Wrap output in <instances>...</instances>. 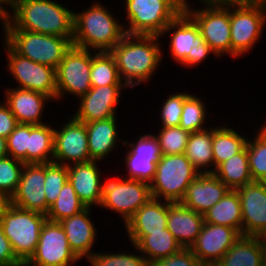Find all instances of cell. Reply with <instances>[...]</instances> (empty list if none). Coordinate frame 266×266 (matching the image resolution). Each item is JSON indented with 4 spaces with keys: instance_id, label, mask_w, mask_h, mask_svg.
Returning <instances> with one entry per match:
<instances>
[{
    "instance_id": "obj_20",
    "label": "cell",
    "mask_w": 266,
    "mask_h": 266,
    "mask_svg": "<svg viewBox=\"0 0 266 266\" xmlns=\"http://www.w3.org/2000/svg\"><path fill=\"white\" fill-rule=\"evenodd\" d=\"M240 236L234 228L204 222L190 249L200 262L217 263Z\"/></svg>"
},
{
    "instance_id": "obj_1",
    "label": "cell",
    "mask_w": 266,
    "mask_h": 266,
    "mask_svg": "<svg viewBox=\"0 0 266 266\" xmlns=\"http://www.w3.org/2000/svg\"><path fill=\"white\" fill-rule=\"evenodd\" d=\"M56 0H11L3 30H24L73 40L74 11ZM12 12V13H11Z\"/></svg>"
},
{
    "instance_id": "obj_37",
    "label": "cell",
    "mask_w": 266,
    "mask_h": 266,
    "mask_svg": "<svg viewBox=\"0 0 266 266\" xmlns=\"http://www.w3.org/2000/svg\"><path fill=\"white\" fill-rule=\"evenodd\" d=\"M253 137L246 144L250 174L253 181L266 182V126Z\"/></svg>"
},
{
    "instance_id": "obj_16",
    "label": "cell",
    "mask_w": 266,
    "mask_h": 266,
    "mask_svg": "<svg viewBox=\"0 0 266 266\" xmlns=\"http://www.w3.org/2000/svg\"><path fill=\"white\" fill-rule=\"evenodd\" d=\"M124 141L127 147L124 164L126 167V179H135L150 184L156 172V164L162 154L158 141L154 134L138 135L137 141Z\"/></svg>"
},
{
    "instance_id": "obj_34",
    "label": "cell",
    "mask_w": 266,
    "mask_h": 266,
    "mask_svg": "<svg viewBox=\"0 0 266 266\" xmlns=\"http://www.w3.org/2000/svg\"><path fill=\"white\" fill-rule=\"evenodd\" d=\"M213 173L231 190L253 182L249 170L247 148L245 147L241 152L221 163Z\"/></svg>"
},
{
    "instance_id": "obj_46",
    "label": "cell",
    "mask_w": 266,
    "mask_h": 266,
    "mask_svg": "<svg viewBox=\"0 0 266 266\" xmlns=\"http://www.w3.org/2000/svg\"><path fill=\"white\" fill-rule=\"evenodd\" d=\"M18 121L9 106L3 101L0 103V136L7 138L18 125Z\"/></svg>"
},
{
    "instance_id": "obj_15",
    "label": "cell",
    "mask_w": 266,
    "mask_h": 266,
    "mask_svg": "<svg viewBox=\"0 0 266 266\" xmlns=\"http://www.w3.org/2000/svg\"><path fill=\"white\" fill-rule=\"evenodd\" d=\"M59 129H54L53 162L69 166L92 161L88 150L86 124L73 116Z\"/></svg>"
},
{
    "instance_id": "obj_29",
    "label": "cell",
    "mask_w": 266,
    "mask_h": 266,
    "mask_svg": "<svg viewBox=\"0 0 266 266\" xmlns=\"http://www.w3.org/2000/svg\"><path fill=\"white\" fill-rule=\"evenodd\" d=\"M204 222L234 228L242 235V208L237 190H229L213 207L203 214Z\"/></svg>"
},
{
    "instance_id": "obj_50",
    "label": "cell",
    "mask_w": 266,
    "mask_h": 266,
    "mask_svg": "<svg viewBox=\"0 0 266 266\" xmlns=\"http://www.w3.org/2000/svg\"><path fill=\"white\" fill-rule=\"evenodd\" d=\"M262 250L263 266H266V237L262 234L257 235Z\"/></svg>"
},
{
    "instance_id": "obj_7",
    "label": "cell",
    "mask_w": 266,
    "mask_h": 266,
    "mask_svg": "<svg viewBox=\"0 0 266 266\" xmlns=\"http://www.w3.org/2000/svg\"><path fill=\"white\" fill-rule=\"evenodd\" d=\"M170 32L172 59L183 67L193 68L207 60L210 54L218 57L203 39L198 26L184 11L168 24L160 37Z\"/></svg>"
},
{
    "instance_id": "obj_22",
    "label": "cell",
    "mask_w": 266,
    "mask_h": 266,
    "mask_svg": "<svg viewBox=\"0 0 266 266\" xmlns=\"http://www.w3.org/2000/svg\"><path fill=\"white\" fill-rule=\"evenodd\" d=\"M229 190L214 173L199 174L187 187L181 203L203 215Z\"/></svg>"
},
{
    "instance_id": "obj_23",
    "label": "cell",
    "mask_w": 266,
    "mask_h": 266,
    "mask_svg": "<svg viewBox=\"0 0 266 266\" xmlns=\"http://www.w3.org/2000/svg\"><path fill=\"white\" fill-rule=\"evenodd\" d=\"M4 92L3 101L9 106L18 123L44 124L41 118L46 102L52 100L49 96L18 87H8Z\"/></svg>"
},
{
    "instance_id": "obj_53",
    "label": "cell",
    "mask_w": 266,
    "mask_h": 266,
    "mask_svg": "<svg viewBox=\"0 0 266 266\" xmlns=\"http://www.w3.org/2000/svg\"><path fill=\"white\" fill-rule=\"evenodd\" d=\"M199 266H220L218 263L216 262H200Z\"/></svg>"
},
{
    "instance_id": "obj_32",
    "label": "cell",
    "mask_w": 266,
    "mask_h": 266,
    "mask_svg": "<svg viewBox=\"0 0 266 266\" xmlns=\"http://www.w3.org/2000/svg\"><path fill=\"white\" fill-rule=\"evenodd\" d=\"M248 138L228 126L212 127V151L214 157V171L223 162L241 152L247 144Z\"/></svg>"
},
{
    "instance_id": "obj_18",
    "label": "cell",
    "mask_w": 266,
    "mask_h": 266,
    "mask_svg": "<svg viewBox=\"0 0 266 266\" xmlns=\"http://www.w3.org/2000/svg\"><path fill=\"white\" fill-rule=\"evenodd\" d=\"M45 163L24 164L20 181L10 204L46 215Z\"/></svg>"
},
{
    "instance_id": "obj_48",
    "label": "cell",
    "mask_w": 266,
    "mask_h": 266,
    "mask_svg": "<svg viewBox=\"0 0 266 266\" xmlns=\"http://www.w3.org/2000/svg\"><path fill=\"white\" fill-rule=\"evenodd\" d=\"M199 1V0H198ZM201 3L215 7H239L256 4V0H200Z\"/></svg>"
},
{
    "instance_id": "obj_51",
    "label": "cell",
    "mask_w": 266,
    "mask_h": 266,
    "mask_svg": "<svg viewBox=\"0 0 266 266\" xmlns=\"http://www.w3.org/2000/svg\"><path fill=\"white\" fill-rule=\"evenodd\" d=\"M11 0H0V19L4 18L9 10ZM7 6V7H5ZM8 9V10H7Z\"/></svg>"
},
{
    "instance_id": "obj_41",
    "label": "cell",
    "mask_w": 266,
    "mask_h": 266,
    "mask_svg": "<svg viewBox=\"0 0 266 266\" xmlns=\"http://www.w3.org/2000/svg\"><path fill=\"white\" fill-rule=\"evenodd\" d=\"M86 261H88L91 266H149V263L142 253L138 255L137 252L132 254L131 252L128 253V251H123L122 253L120 251L116 253L109 252V254L105 252H95Z\"/></svg>"
},
{
    "instance_id": "obj_19",
    "label": "cell",
    "mask_w": 266,
    "mask_h": 266,
    "mask_svg": "<svg viewBox=\"0 0 266 266\" xmlns=\"http://www.w3.org/2000/svg\"><path fill=\"white\" fill-rule=\"evenodd\" d=\"M236 190L242 208V235L262 234L266 230V182L253 181Z\"/></svg>"
},
{
    "instance_id": "obj_42",
    "label": "cell",
    "mask_w": 266,
    "mask_h": 266,
    "mask_svg": "<svg viewBox=\"0 0 266 266\" xmlns=\"http://www.w3.org/2000/svg\"><path fill=\"white\" fill-rule=\"evenodd\" d=\"M24 163L11 156L0 158V192L9 198L15 193Z\"/></svg>"
},
{
    "instance_id": "obj_12",
    "label": "cell",
    "mask_w": 266,
    "mask_h": 266,
    "mask_svg": "<svg viewBox=\"0 0 266 266\" xmlns=\"http://www.w3.org/2000/svg\"><path fill=\"white\" fill-rule=\"evenodd\" d=\"M266 24V4L230 7L232 57L249 53L263 35Z\"/></svg>"
},
{
    "instance_id": "obj_14",
    "label": "cell",
    "mask_w": 266,
    "mask_h": 266,
    "mask_svg": "<svg viewBox=\"0 0 266 266\" xmlns=\"http://www.w3.org/2000/svg\"><path fill=\"white\" fill-rule=\"evenodd\" d=\"M79 260L70 249L60 222L46 219L35 252L23 266H71Z\"/></svg>"
},
{
    "instance_id": "obj_25",
    "label": "cell",
    "mask_w": 266,
    "mask_h": 266,
    "mask_svg": "<svg viewBox=\"0 0 266 266\" xmlns=\"http://www.w3.org/2000/svg\"><path fill=\"white\" fill-rule=\"evenodd\" d=\"M204 224L203 215L181 202H168L167 229L182 248H190Z\"/></svg>"
},
{
    "instance_id": "obj_45",
    "label": "cell",
    "mask_w": 266,
    "mask_h": 266,
    "mask_svg": "<svg viewBox=\"0 0 266 266\" xmlns=\"http://www.w3.org/2000/svg\"><path fill=\"white\" fill-rule=\"evenodd\" d=\"M200 261L190 248H182L178 253L153 261L149 266H199Z\"/></svg>"
},
{
    "instance_id": "obj_38",
    "label": "cell",
    "mask_w": 266,
    "mask_h": 266,
    "mask_svg": "<svg viewBox=\"0 0 266 266\" xmlns=\"http://www.w3.org/2000/svg\"><path fill=\"white\" fill-rule=\"evenodd\" d=\"M204 103L195 94H190L183 103L179 126L190 133L209 128L204 124L207 120L206 116H208Z\"/></svg>"
},
{
    "instance_id": "obj_28",
    "label": "cell",
    "mask_w": 266,
    "mask_h": 266,
    "mask_svg": "<svg viewBox=\"0 0 266 266\" xmlns=\"http://www.w3.org/2000/svg\"><path fill=\"white\" fill-rule=\"evenodd\" d=\"M168 201L151 198L126 223V232H162L167 228Z\"/></svg>"
},
{
    "instance_id": "obj_24",
    "label": "cell",
    "mask_w": 266,
    "mask_h": 266,
    "mask_svg": "<svg viewBox=\"0 0 266 266\" xmlns=\"http://www.w3.org/2000/svg\"><path fill=\"white\" fill-rule=\"evenodd\" d=\"M90 210L92 208H86L77 215L64 218L60 221L70 249L79 259L82 257L88 259L95 253L92 249L98 236V230H96L93 220L89 218L93 214Z\"/></svg>"
},
{
    "instance_id": "obj_21",
    "label": "cell",
    "mask_w": 266,
    "mask_h": 266,
    "mask_svg": "<svg viewBox=\"0 0 266 266\" xmlns=\"http://www.w3.org/2000/svg\"><path fill=\"white\" fill-rule=\"evenodd\" d=\"M99 161L75 163L67 166L68 180L86 208L100 206L104 180L98 168Z\"/></svg>"
},
{
    "instance_id": "obj_31",
    "label": "cell",
    "mask_w": 266,
    "mask_h": 266,
    "mask_svg": "<svg viewBox=\"0 0 266 266\" xmlns=\"http://www.w3.org/2000/svg\"><path fill=\"white\" fill-rule=\"evenodd\" d=\"M184 154L200 174L213 173L212 128L190 133Z\"/></svg>"
},
{
    "instance_id": "obj_10",
    "label": "cell",
    "mask_w": 266,
    "mask_h": 266,
    "mask_svg": "<svg viewBox=\"0 0 266 266\" xmlns=\"http://www.w3.org/2000/svg\"><path fill=\"white\" fill-rule=\"evenodd\" d=\"M204 8L194 9L187 0L183 11L195 22L205 42L218 58L224 55L232 57L230 35V7H215L201 3ZM224 54V55H223Z\"/></svg>"
},
{
    "instance_id": "obj_8",
    "label": "cell",
    "mask_w": 266,
    "mask_h": 266,
    "mask_svg": "<svg viewBox=\"0 0 266 266\" xmlns=\"http://www.w3.org/2000/svg\"><path fill=\"white\" fill-rule=\"evenodd\" d=\"M199 174L185 154L162 155L150 183L152 198L181 202L187 187Z\"/></svg>"
},
{
    "instance_id": "obj_40",
    "label": "cell",
    "mask_w": 266,
    "mask_h": 266,
    "mask_svg": "<svg viewBox=\"0 0 266 266\" xmlns=\"http://www.w3.org/2000/svg\"><path fill=\"white\" fill-rule=\"evenodd\" d=\"M68 180V169L63 164L55 162L45 163V198L46 213L49 207L58 198V195Z\"/></svg>"
},
{
    "instance_id": "obj_11",
    "label": "cell",
    "mask_w": 266,
    "mask_h": 266,
    "mask_svg": "<svg viewBox=\"0 0 266 266\" xmlns=\"http://www.w3.org/2000/svg\"><path fill=\"white\" fill-rule=\"evenodd\" d=\"M2 41L7 55V70L17 82L16 87L42 93L52 99L50 102L55 101L56 69L20 56L4 40Z\"/></svg>"
},
{
    "instance_id": "obj_2",
    "label": "cell",
    "mask_w": 266,
    "mask_h": 266,
    "mask_svg": "<svg viewBox=\"0 0 266 266\" xmlns=\"http://www.w3.org/2000/svg\"><path fill=\"white\" fill-rule=\"evenodd\" d=\"M160 36L125 34L122 40L110 51L118 73L127 88L148 83L157 68L162 64Z\"/></svg>"
},
{
    "instance_id": "obj_27",
    "label": "cell",
    "mask_w": 266,
    "mask_h": 266,
    "mask_svg": "<svg viewBox=\"0 0 266 266\" xmlns=\"http://www.w3.org/2000/svg\"><path fill=\"white\" fill-rule=\"evenodd\" d=\"M86 124L88 134V150L92 161H103L108 154L115 151L114 148L123 140L119 137L117 128V116ZM119 142V143H118Z\"/></svg>"
},
{
    "instance_id": "obj_52",
    "label": "cell",
    "mask_w": 266,
    "mask_h": 266,
    "mask_svg": "<svg viewBox=\"0 0 266 266\" xmlns=\"http://www.w3.org/2000/svg\"><path fill=\"white\" fill-rule=\"evenodd\" d=\"M8 156L7 138L0 136V158Z\"/></svg>"
},
{
    "instance_id": "obj_5",
    "label": "cell",
    "mask_w": 266,
    "mask_h": 266,
    "mask_svg": "<svg viewBox=\"0 0 266 266\" xmlns=\"http://www.w3.org/2000/svg\"><path fill=\"white\" fill-rule=\"evenodd\" d=\"M4 41L20 56L57 69L73 45L66 37L24 30H3Z\"/></svg>"
},
{
    "instance_id": "obj_44",
    "label": "cell",
    "mask_w": 266,
    "mask_h": 266,
    "mask_svg": "<svg viewBox=\"0 0 266 266\" xmlns=\"http://www.w3.org/2000/svg\"><path fill=\"white\" fill-rule=\"evenodd\" d=\"M27 149H29V124L19 123L7 137L8 156L27 164Z\"/></svg>"
},
{
    "instance_id": "obj_4",
    "label": "cell",
    "mask_w": 266,
    "mask_h": 266,
    "mask_svg": "<svg viewBox=\"0 0 266 266\" xmlns=\"http://www.w3.org/2000/svg\"><path fill=\"white\" fill-rule=\"evenodd\" d=\"M185 0H131L125 4V34L161 36L182 11ZM128 25V26H127Z\"/></svg>"
},
{
    "instance_id": "obj_33",
    "label": "cell",
    "mask_w": 266,
    "mask_h": 266,
    "mask_svg": "<svg viewBox=\"0 0 266 266\" xmlns=\"http://www.w3.org/2000/svg\"><path fill=\"white\" fill-rule=\"evenodd\" d=\"M54 129L50 124H29L27 164L53 162Z\"/></svg>"
},
{
    "instance_id": "obj_26",
    "label": "cell",
    "mask_w": 266,
    "mask_h": 266,
    "mask_svg": "<svg viewBox=\"0 0 266 266\" xmlns=\"http://www.w3.org/2000/svg\"><path fill=\"white\" fill-rule=\"evenodd\" d=\"M130 243L142 253L150 264L153 261L172 256L182 247L166 228L162 232H126Z\"/></svg>"
},
{
    "instance_id": "obj_43",
    "label": "cell",
    "mask_w": 266,
    "mask_h": 266,
    "mask_svg": "<svg viewBox=\"0 0 266 266\" xmlns=\"http://www.w3.org/2000/svg\"><path fill=\"white\" fill-rule=\"evenodd\" d=\"M191 93L187 92H178L172 93L165 98V101L162 104L160 112V127H177L180 124V118L182 114L183 103L185 99Z\"/></svg>"
},
{
    "instance_id": "obj_17",
    "label": "cell",
    "mask_w": 266,
    "mask_h": 266,
    "mask_svg": "<svg viewBox=\"0 0 266 266\" xmlns=\"http://www.w3.org/2000/svg\"><path fill=\"white\" fill-rule=\"evenodd\" d=\"M126 85L92 87L78 100V109L72 116L80 122L90 123L116 117V106L120 104L122 90Z\"/></svg>"
},
{
    "instance_id": "obj_36",
    "label": "cell",
    "mask_w": 266,
    "mask_h": 266,
    "mask_svg": "<svg viewBox=\"0 0 266 266\" xmlns=\"http://www.w3.org/2000/svg\"><path fill=\"white\" fill-rule=\"evenodd\" d=\"M86 209V206L77 196L72 184L66 181L58 198L49 207L46 217L50 221L60 222L64 218L77 215Z\"/></svg>"
},
{
    "instance_id": "obj_6",
    "label": "cell",
    "mask_w": 266,
    "mask_h": 266,
    "mask_svg": "<svg viewBox=\"0 0 266 266\" xmlns=\"http://www.w3.org/2000/svg\"><path fill=\"white\" fill-rule=\"evenodd\" d=\"M44 214L17 208L10 204L0 219L4 235L10 241L16 258L24 265L35 252Z\"/></svg>"
},
{
    "instance_id": "obj_55",
    "label": "cell",
    "mask_w": 266,
    "mask_h": 266,
    "mask_svg": "<svg viewBox=\"0 0 266 266\" xmlns=\"http://www.w3.org/2000/svg\"><path fill=\"white\" fill-rule=\"evenodd\" d=\"M262 235L266 237V230L262 233Z\"/></svg>"
},
{
    "instance_id": "obj_9",
    "label": "cell",
    "mask_w": 266,
    "mask_h": 266,
    "mask_svg": "<svg viewBox=\"0 0 266 266\" xmlns=\"http://www.w3.org/2000/svg\"><path fill=\"white\" fill-rule=\"evenodd\" d=\"M151 198L150 184L117 176L104 179L102 200L98 208L118 213L125 226Z\"/></svg>"
},
{
    "instance_id": "obj_39",
    "label": "cell",
    "mask_w": 266,
    "mask_h": 266,
    "mask_svg": "<svg viewBox=\"0 0 266 266\" xmlns=\"http://www.w3.org/2000/svg\"><path fill=\"white\" fill-rule=\"evenodd\" d=\"M158 134H154L162 155L184 154L190 132L180 126L161 127Z\"/></svg>"
},
{
    "instance_id": "obj_30",
    "label": "cell",
    "mask_w": 266,
    "mask_h": 266,
    "mask_svg": "<svg viewBox=\"0 0 266 266\" xmlns=\"http://www.w3.org/2000/svg\"><path fill=\"white\" fill-rule=\"evenodd\" d=\"M217 263L220 266H263L258 237L241 235Z\"/></svg>"
},
{
    "instance_id": "obj_54",
    "label": "cell",
    "mask_w": 266,
    "mask_h": 266,
    "mask_svg": "<svg viewBox=\"0 0 266 266\" xmlns=\"http://www.w3.org/2000/svg\"><path fill=\"white\" fill-rule=\"evenodd\" d=\"M257 3L266 4V0H256Z\"/></svg>"
},
{
    "instance_id": "obj_35",
    "label": "cell",
    "mask_w": 266,
    "mask_h": 266,
    "mask_svg": "<svg viewBox=\"0 0 266 266\" xmlns=\"http://www.w3.org/2000/svg\"><path fill=\"white\" fill-rule=\"evenodd\" d=\"M90 80L92 87L125 85L118 73L115 59L110 51L92 53Z\"/></svg>"
},
{
    "instance_id": "obj_47",
    "label": "cell",
    "mask_w": 266,
    "mask_h": 266,
    "mask_svg": "<svg viewBox=\"0 0 266 266\" xmlns=\"http://www.w3.org/2000/svg\"><path fill=\"white\" fill-rule=\"evenodd\" d=\"M0 266H23L16 258L10 241L4 235L0 226Z\"/></svg>"
},
{
    "instance_id": "obj_3",
    "label": "cell",
    "mask_w": 266,
    "mask_h": 266,
    "mask_svg": "<svg viewBox=\"0 0 266 266\" xmlns=\"http://www.w3.org/2000/svg\"><path fill=\"white\" fill-rule=\"evenodd\" d=\"M113 15L99 1L85 11L74 12L73 46L97 52L111 51L125 35L124 25Z\"/></svg>"
},
{
    "instance_id": "obj_49",
    "label": "cell",
    "mask_w": 266,
    "mask_h": 266,
    "mask_svg": "<svg viewBox=\"0 0 266 266\" xmlns=\"http://www.w3.org/2000/svg\"><path fill=\"white\" fill-rule=\"evenodd\" d=\"M9 205L10 198L6 194L0 192V219Z\"/></svg>"
},
{
    "instance_id": "obj_13",
    "label": "cell",
    "mask_w": 266,
    "mask_h": 266,
    "mask_svg": "<svg viewBox=\"0 0 266 266\" xmlns=\"http://www.w3.org/2000/svg\"><path fill=\"white\" fill-rule=\"evenodd\" d=\"M91 50L71 46L56 69V101L66 94L79 99L91 88Z\"/></svg>"
}]
</instances>
